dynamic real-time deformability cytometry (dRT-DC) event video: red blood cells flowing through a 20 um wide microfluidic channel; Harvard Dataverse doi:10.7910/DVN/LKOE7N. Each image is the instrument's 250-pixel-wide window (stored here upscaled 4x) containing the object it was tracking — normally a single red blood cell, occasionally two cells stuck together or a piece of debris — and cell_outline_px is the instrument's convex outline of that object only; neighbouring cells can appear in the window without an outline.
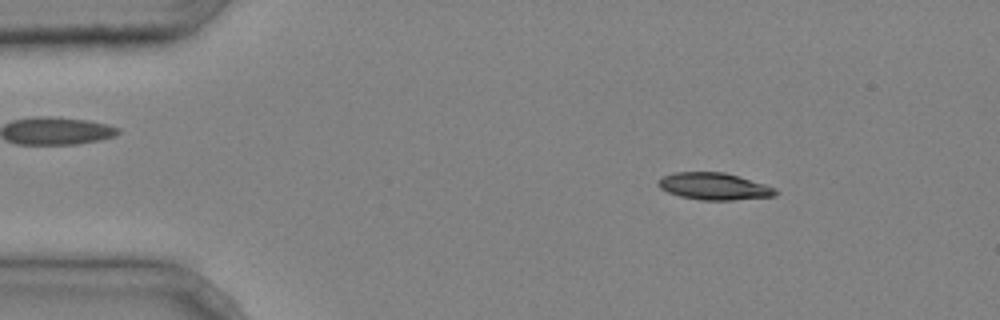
{"species": "common noctule bat (a hibernating species)", "species_latin": "Nyctalus noctula", "temperature_condition": "cold", "stored_images_in_passage": 3, "camera_frame_rate_fps": 3000, "um_per_image_px": 0.085, "animal": {"sex": "male", "body_mass_g": 20.4}, "frame": {"image": 1, "passage_image": 1, "time_ms": 0.0, "image_size_px": [1000, 320], "cell_outline_px": [[780, 192], [776, 196], [732, 200], [700, 200], [680, 196], [668, 192], [660, 188], [656, 184], [656, 180], [660, 176], [672, 172], [724, 172], [764, 184], [776, 188]], "centroid_in_image_um": [60.66, 15.83], "position_along_channel_um": 24.3, "area_um2": 18.67}}